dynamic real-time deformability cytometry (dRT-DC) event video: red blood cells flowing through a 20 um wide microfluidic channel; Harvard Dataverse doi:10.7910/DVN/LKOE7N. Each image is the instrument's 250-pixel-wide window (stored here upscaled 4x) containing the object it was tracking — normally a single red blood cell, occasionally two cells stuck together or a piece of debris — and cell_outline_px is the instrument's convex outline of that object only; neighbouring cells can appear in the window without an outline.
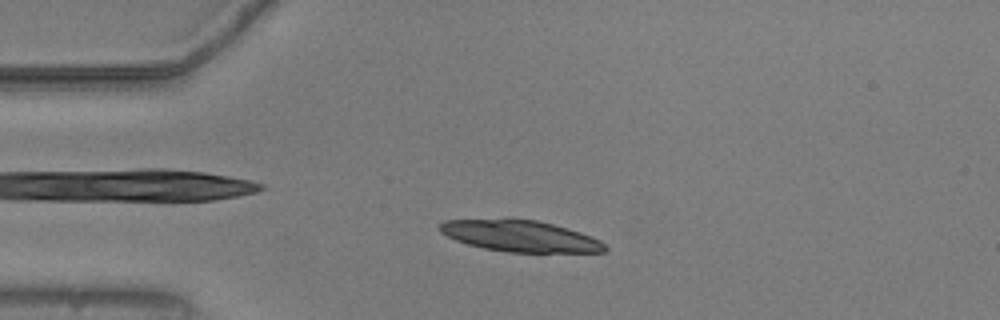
{"species": "common noctule bat (a hibernating species)", "species_latin": "Nyctalus noctula", "temperature_condition": "warm", "stored_images_in_passage": 50, "camera_frame_rate_fps": 3000, "um_per_image_px": 0.085, "animal": {"sex": "male", "body_mass_g": 20.5, "forearm_length_mm": 52.5}, "frame": {"image": 1, "passage_image": 9, "time_ms": 2.667, "image_size_px": [1000, 320], "cell_outline_px": [[608, 248], [604, 252], [508, 252], [484, 248], [468, 244], [456, 240], [440, 232], [436, 228], [444, 220], [536, 220], [568, 228], [592, 236], [600, 240]], "centroid_in_image_um": [44.24, 20.08], "position_along_channel_um": 40.8, "area_um2": 29.65}}
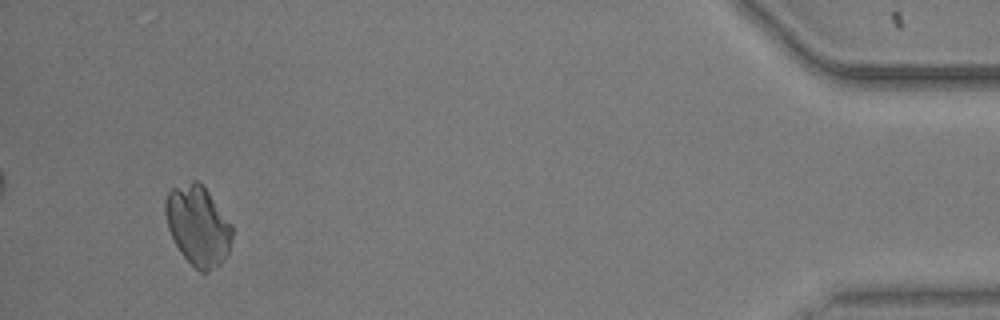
{"frame": {"image": 2, "passage_image": 47, "time_ms": 15.333, "image_size_px": [1000, 320], "cell_outline_px": [[232, 240], [228, 256], [220, 264], [208, 272], [200, 272], [180, 252], [168, 228], [164, 212], [164, 200], [168, 192], [172, 188], [192, 180], [196, 180], [208, 192], [232, 224]], "centroid_in_image_um": [16.83, 19.18], "position_along_channel_um": 418.4, "area_um2": 31.04}}